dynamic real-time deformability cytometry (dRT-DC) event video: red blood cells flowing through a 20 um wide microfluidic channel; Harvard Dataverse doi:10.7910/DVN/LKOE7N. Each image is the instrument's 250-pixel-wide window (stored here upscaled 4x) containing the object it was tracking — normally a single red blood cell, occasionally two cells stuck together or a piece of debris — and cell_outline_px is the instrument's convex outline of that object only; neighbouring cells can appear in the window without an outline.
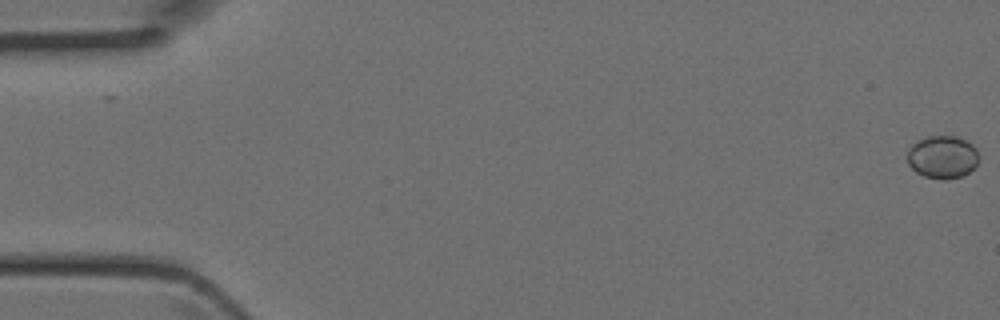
{"species": "Egyptian fruit bat (a non-hibernating species)", "species_latin": "Rousettus aegyptiacus", "temperature_condition": "room temperature", "stored_images_in_passage": 6, "camera_frame_rate_fps": 3000, "um_per_image_px": 0.085, "animal": {"sex": "female"}, "frame": {"image": 1, "passage_image": 1, "time_ms": 0.0, "image_size_px": [1000, 320], "cell_outline_px": [[976, 164], [968, 172], [960, 176], [944, 180], [940, 180], [924, 176], [916, 172], [908, 164], [908, 148], [916, 140], [928, 136], [956, 136], [968, 140], [976, 148]], "centroid_in_image_um": [80.07, 13.33], "position_along_channel_um": 4.9, "area_um2": 17.8}}
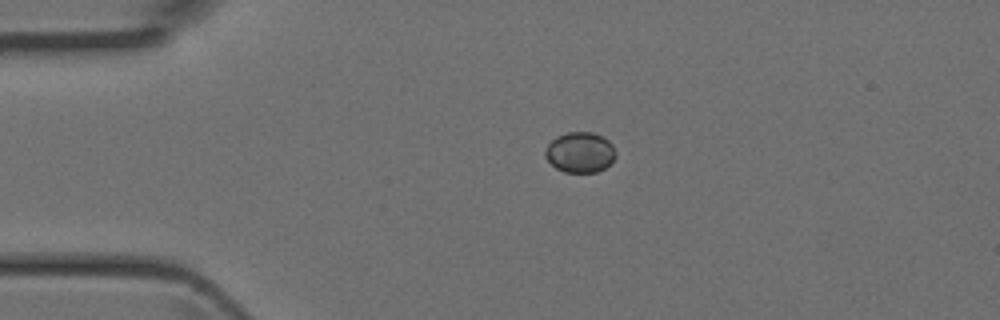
{"frame": {"image": 2, "passage_image": 4, "time_ms": 1.0, "image_size_px": [1000, 320], "cell_outline_px": [[616, 156], [604, 168], [596, 172], [564, 172], [556, 168], [544, 156], [544, 152], [548, 144], [556, 136], [568, 132], [592, 132], [604, 136], [612, 144], [616, 152]], "centroid_in_image_um": [49.3, 12.93], "position_along_channel_um": 35.7, "area_um2": 16.65}}